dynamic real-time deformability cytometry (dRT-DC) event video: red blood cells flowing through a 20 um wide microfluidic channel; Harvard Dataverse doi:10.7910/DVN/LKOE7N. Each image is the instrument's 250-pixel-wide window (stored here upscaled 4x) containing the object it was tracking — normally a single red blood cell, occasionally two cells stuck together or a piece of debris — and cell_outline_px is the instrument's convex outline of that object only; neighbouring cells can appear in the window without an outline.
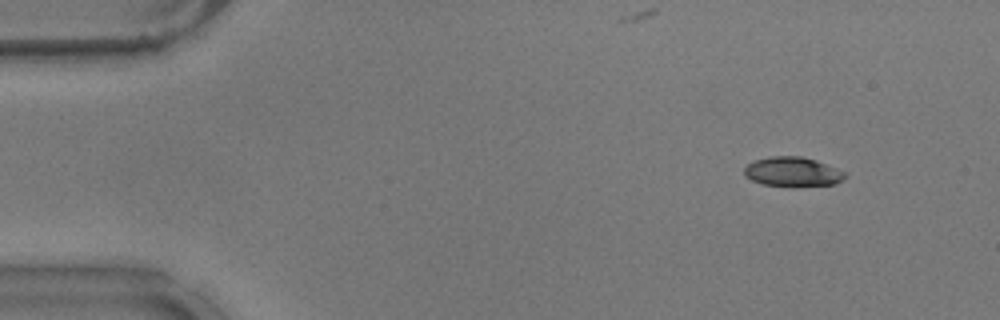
{"species": "common noctule bat (a hibernating species)", "species_latin": "Nyctalus noctula", "temperature_condition": "warm", "stored_images_in_passage": 50, "camera_frame_rate_fps": 3000, "um_per_image_px": 0.085, "animal": {"sex": "male", "body_mass_g": 17.9}, "frame": {"image": 1, "passage_image": 1, "time_ms": 0.0, "image_size_px": [1000, 320], "cell_outline_px": [[848, 176], [844, 180], [836, 184], [792, 188], [760, 184], [744, 176], [744, 168], [748, 164], [756, 160], [772, 156], [800, 156], [816, 160], [836, 168], [844, 172]], "centroid_in_image_um": [67.39, 14.64], "position_along_channel_um": 17.6, "area_um2": 17.8}}
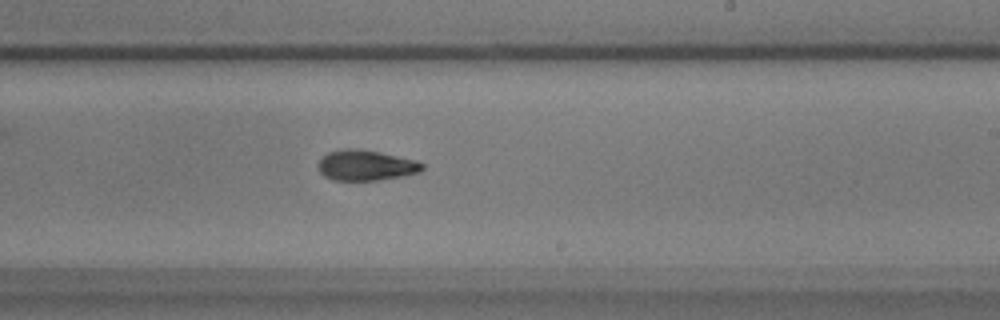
{"frame": {"image": 2, "passage_image": 28, "time_ms": 9.0, "image_size_px": [1000, 320], "cell_outline_px": [[424, 168], [420, 172], [404, 176], [380, 180], [332, 180], [324, 176], [320, 172], [316, 164], [328, 152], [340, 148], [360, 148], [380, 152], [416, 160], [424, 164]], "centroid_in_image_um": [31.09, 14.04], "position_along_channel_um": 257.9, "area_um2": 18.79}}
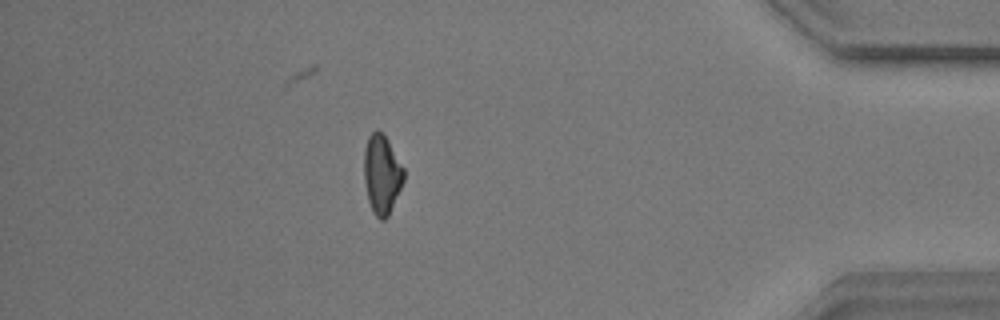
{"frame": {"image": 3, "passage_image": 43, "time_ms": 14.0, "image_size_px": [1000, 320], "cell_outline_px": [[404, 180], [388, 216], [384, 220], [380, 220], [372, 212], [368, 200], [364, 180], [364, 148], [368, 136], [376, 128], [388, 140], [404, 168]], "centroid_in_image_um": [32.44, 14.82], "position_along_channel_um": 402.8, "area_um2": 18.32}, "authors_computed_cell_mechanics": {"area_um2": 18.207, "velocity_mm_per_s": 3.7377, "shape_relaxation_time_tau1_ms": 3.6346, "shape_relaxation_time_tau2_ms": 3.5022, "deformation_change_tau1": 0.1176, "deformation_change_tau2": 0.0983}}